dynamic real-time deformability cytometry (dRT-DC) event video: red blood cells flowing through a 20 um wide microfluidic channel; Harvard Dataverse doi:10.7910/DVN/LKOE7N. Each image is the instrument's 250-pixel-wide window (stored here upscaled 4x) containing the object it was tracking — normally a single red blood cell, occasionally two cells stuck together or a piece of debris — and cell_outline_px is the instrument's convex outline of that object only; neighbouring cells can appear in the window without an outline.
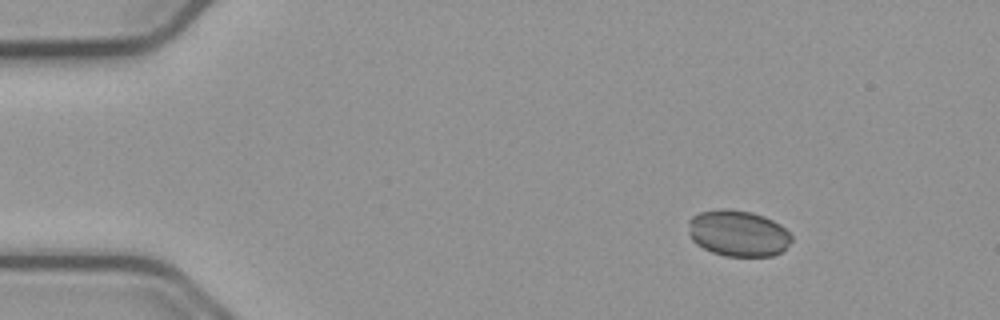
{"species": "common noctule bat (a hibernating species)", "species_latin": "Nyctalus noctula", "temperature_condition": "cold", "stored_images_in_passage": 15, "camera_frame_rate_fps": 3000, "um_per_image_px": 0.085, "animal": {"sex": "male", "body_mass_g": 23.1, "forearm_length_mm": 52.7}, "frame": {"image": 1, "passage_image": 1, "time_ms": 0.0, "image_size_px": [1000, 320], "cell_outline_px": [[792, 240], [780, 252], [772, 256], [724, 256], [712, 252], [696, 244], [692, 240], [688, 232], [688, 220], [692, 216], [700, 212], [720, 208], [724, 208], [752, 212], [764, 216], [780, 224], [792, 236]], "centroid_in_image_um": [62.7, 19.82], "position_along_channel_um": 22.3, "area_um2": 27.86}}
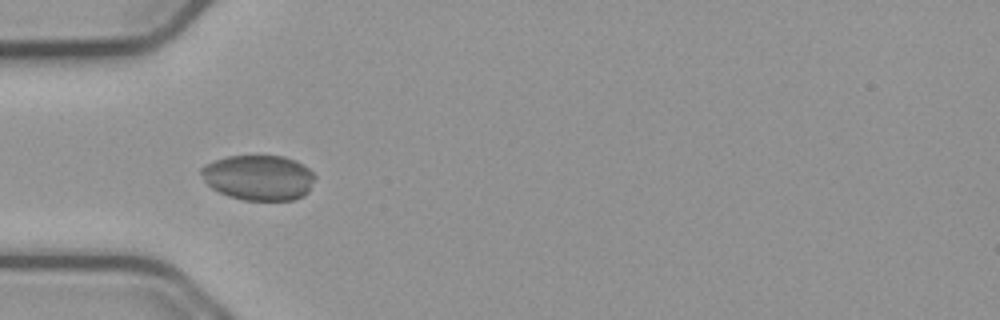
{"frame": {"image": 2, "passage_image": 11, "time_ms": 3.333, "image_size_px": [1000, 320], "cell_outline_px": [[316, 176], [308, 192], [304, 196], [292, 200], [244, 200], [228, 196], [212, 188], [204, 180], [200, 172], [200, 168], [204, 164], [228, 156], [284, 156], [296, 160], [308, 168]], "centroid_in_image_um": [21.99, 15.09], "position_along_channel_um": 63.0, "area_um2": 30.06}}
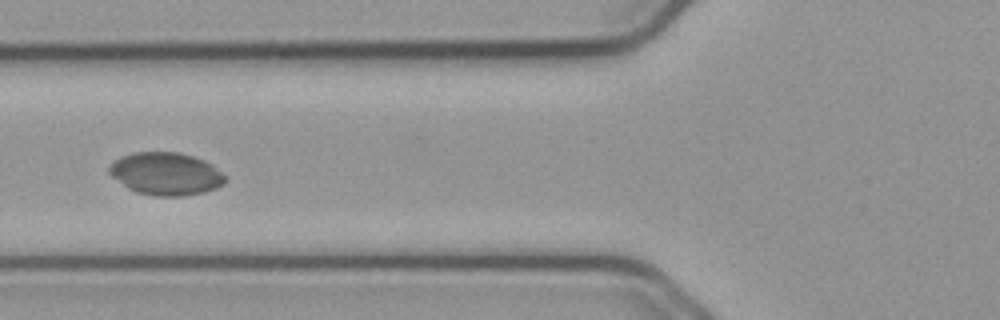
{"frame": {"image": 3, "passage_image": 15, "time_ms": 4.667, "image_size_px": [1000, 320], "cell_outline_px": [[228, 180], [224, 184], [216, 188], [204, 192], [184, 196], [152, 196], [136, 192], [128, 188], [112, 176], [108, 172], [108, 168], [120, 156], [136, 152], [180, 152], [204, 160], [212, 164], [228, 176]], "centroid_in_image_um": [14.15, 14.78], "position_along_channel_um": 111.6, "area_um2": 29.07}}